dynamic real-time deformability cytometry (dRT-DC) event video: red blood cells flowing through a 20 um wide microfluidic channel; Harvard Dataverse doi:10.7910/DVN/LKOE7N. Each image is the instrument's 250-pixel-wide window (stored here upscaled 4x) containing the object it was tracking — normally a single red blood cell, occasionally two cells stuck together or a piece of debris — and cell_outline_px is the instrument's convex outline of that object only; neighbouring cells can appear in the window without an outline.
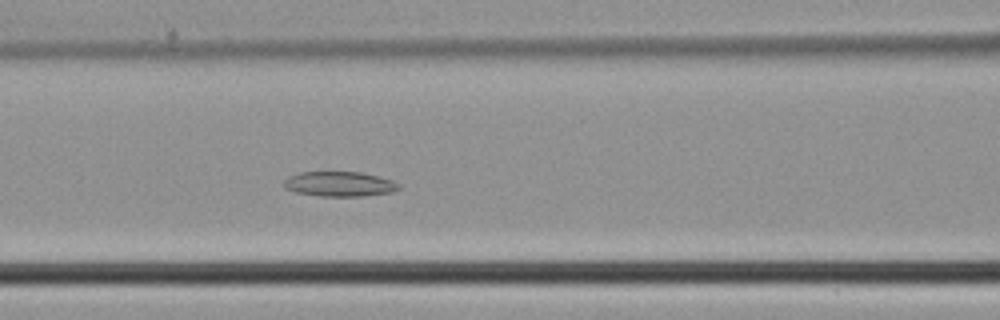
{"species": "common noctule bat (a hibernating species)", "species_latin": "Nyctalus noctula", "temperature_condition": "cold", "stored_images_in_passage": 36, "segment_of_instrument_passage": [1, 2], "camera_frame_rate_fps": 3000, "um_per_image_px": 0.085, "animal": {"sex": "male", "body_mass_g": 21.5, "forearm_length_mm": 52.0}, "frame": {"image": 1, "passage_image": 8, "time_ms": 2.333, "image_size_px": [1000, 320], "cell_outline_px": [[400, 188], [392, 192], [364, 196], [320, 196], [296, 192], [284, 188], [284, 180], [288, 176], [300, 172], [360, 172], [392, 180], [400, 184]], "centroid_in_image_um": [28.84, 15.64], "position_along_channel_um": 137.8, "area_um2": 16.65}}
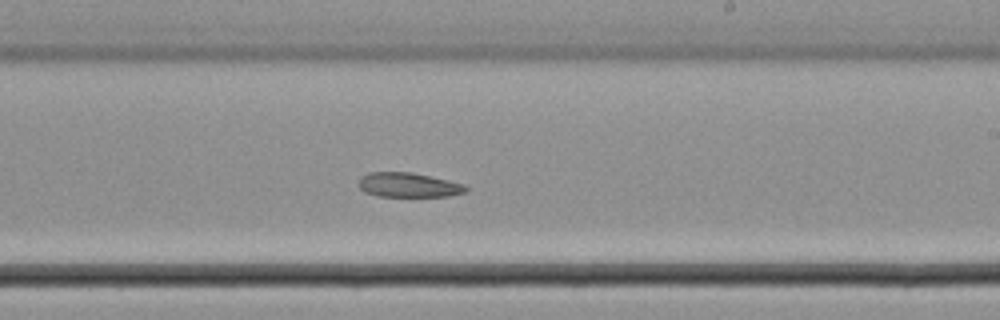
{"frame": {"image": 2, "passage_image": 16, "time_ms": 5.0, "image_size_px": [1000, 320], "cell_outline_px": [[468, 192], [448, 196], [376, 196], [364, 192], [360, 188], [360, 180], [368, 172], [412, 172], [464, 184], [468, 188]], "centroid_in_image_um": [34.75, 15.73], "position_along_channel_um": 254.3, "area_um2": 15.2}}
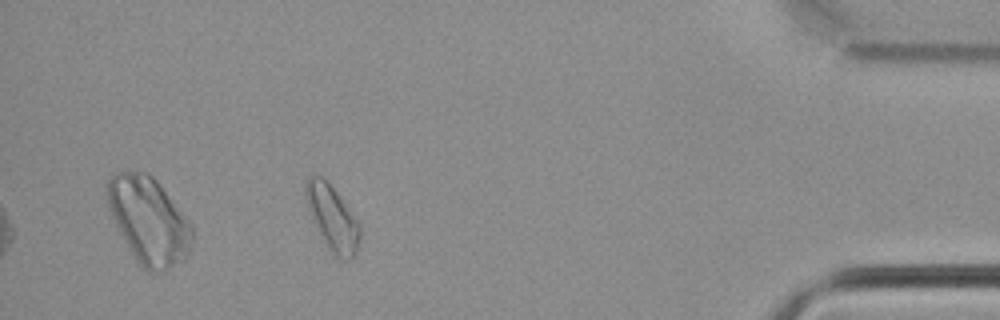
{"frame": {"image": 3, "passage_image": 30, "time_ms": 9.667, "image_size_px": [1000, 320], "cell_outline_px": [[360, 240], [356, 256], [352, 260], [340, 260], [332, 256], [324, 244], [308, 208], [304, 196], [304, 184], [308, 176], [320, 176], [336, 192], [360, 224]], "centroid_in_image_um": [28.26, 18.62], "position_along_channel_um": 406.9, "area_um2": 20.69}}